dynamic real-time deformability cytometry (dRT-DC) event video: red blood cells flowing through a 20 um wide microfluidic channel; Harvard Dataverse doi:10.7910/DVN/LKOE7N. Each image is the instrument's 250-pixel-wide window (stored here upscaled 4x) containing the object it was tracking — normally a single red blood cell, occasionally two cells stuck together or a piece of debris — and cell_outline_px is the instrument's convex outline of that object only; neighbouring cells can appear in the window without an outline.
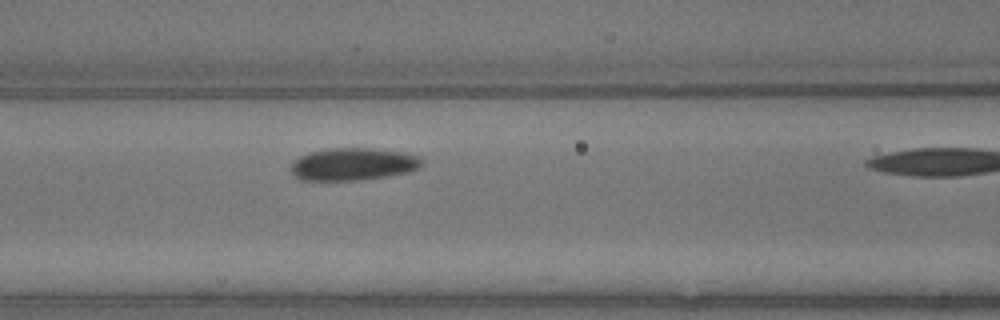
{"species": "common noctule bat (a hibernating species)", "species_latin": "Nyctalus noctula", "temperature_condition": "warm", "stored_images_in_passage": 6, "segment_of_instrument_passage": [1, 2], "camera_frame_rate_fps": 3000, "um_per_image_px": 0.085, "animal": {"sex": "male", "body_mass_g": 13.3}, "frame": {"image": 1, "passage_image": 5, "time_ms": 1.333, "image_size_px": [1000, 320], "cell_outline_px": [[424, 164], [420, 168], [408, 172], [360, 180], [300, 180], [292, 176], [292, 164], [300, 156], [308, 152], [324, 148], [372, 148], [404, 152], [416, 156], [424, 160]], "centroid_in_image_um": [30.01, 13.94], "position_along_channel_um": 136.6, "area_um2": 24.91}}